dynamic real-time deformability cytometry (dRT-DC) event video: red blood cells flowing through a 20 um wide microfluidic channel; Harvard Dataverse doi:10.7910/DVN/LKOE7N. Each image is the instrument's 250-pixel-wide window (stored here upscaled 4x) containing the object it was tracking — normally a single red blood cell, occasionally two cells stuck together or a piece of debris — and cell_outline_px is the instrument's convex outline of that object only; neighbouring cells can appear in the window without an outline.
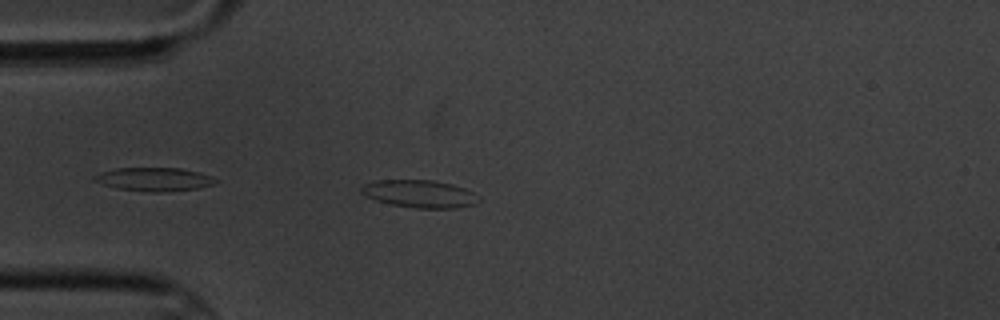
{"species": "common noctule bat (a hibernating species)", "species_latin": "Nyctalus noctula", "temperature_condition": "cold", "stored_images_in_passage": 4, "camera_frame_rate_fps": 3000, "um_per_image_px": 0.085, "animal": {"sex": "male", "body_mass_g": 20.1, "forearm_length_mm": 53.5}, "frame": {"image": 1, "passage_image": 4, "time_ms": 3.333, "image_size_px": [1000, 320], "cell_outline_px": [[480, 200], [472, 204], [456, 208], [416, 208], [392, 204], [376, 200], [360, 192], [360, 188], [364, 184], [376, 180], [432, 180], [452, 184], [464, 188], [480, 196]], "centroid_in_image_um": [35.67, 16.47], "position_along_channel_um": 49.3, "area_um2": 18.73}}